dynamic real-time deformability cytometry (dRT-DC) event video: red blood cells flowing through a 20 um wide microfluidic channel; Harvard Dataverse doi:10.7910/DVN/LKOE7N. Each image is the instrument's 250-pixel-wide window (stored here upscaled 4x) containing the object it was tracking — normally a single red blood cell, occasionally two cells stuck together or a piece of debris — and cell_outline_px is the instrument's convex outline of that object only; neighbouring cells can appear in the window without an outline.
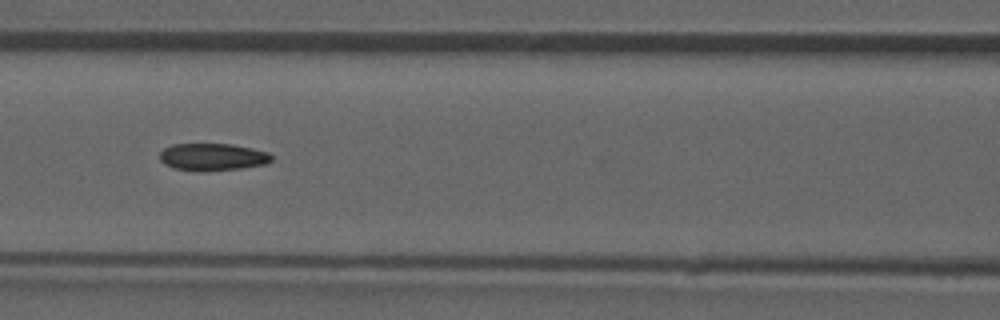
{"species": "common noctule bat (a hibernating species)", "species_latin": "Nyctalus noctula", "temperature_condition": "room temperature", "stored_images_in_passage": 52, "camera_frame_rate_fps": 3000, "um_per_image_px": 0.085, "animal": {"sex": "male", "forearm_length_mm": 52.5}, "frame": {"image": 1, "passage_image": 23, "time_ms": 7.333, "image_size_px": [1000, 320], "cell_outline_px": [[272, 160], [264, 164], [244, 168], [200, 172], [196, 172], [172, 168], [164, 164], [160, 160], [160, 152], [164, 148], [172, 144], [232, 144], [252, 148], [268, 152], [272, 156]], "centroid_in_image_um": [18.04, 13.35], "position_along_channel_um": 148.6, "area_um2": 18.03}, "authors_computed_cell_mechanics": {"area_um2": 18.2648, "velocity_mm_per_s": 3.9304, "shape_relaxation_time_tau1_ms": null, "shape_relaxation_time_tau2_ms": 4.3124, "deformation_change_tau1": null, "deformation_change_tau2": 0.0887}}